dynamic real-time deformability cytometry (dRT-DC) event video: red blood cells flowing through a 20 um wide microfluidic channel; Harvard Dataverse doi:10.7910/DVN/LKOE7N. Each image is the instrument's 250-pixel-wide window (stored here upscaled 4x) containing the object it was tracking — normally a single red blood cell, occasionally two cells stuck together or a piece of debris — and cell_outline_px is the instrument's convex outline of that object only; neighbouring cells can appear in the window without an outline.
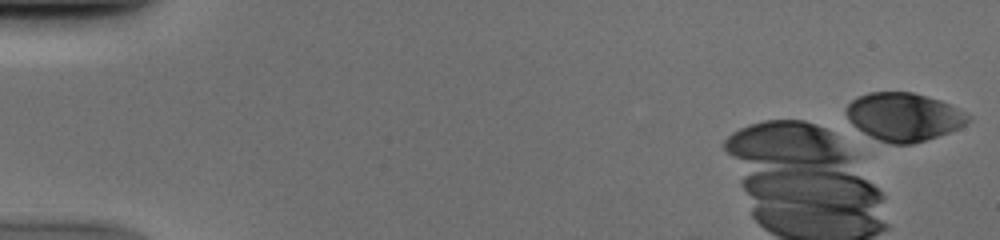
{"species": "human", "species_latin": "Homo sapiens", "temperature_condition": "cold", "stored_images_in_passage": 8, "camera_frame_rate_fps": 3000, "um_per_image_px": 0.085, "donor": {"sex": "male"}, "frame": {"image": 1, "passage_image": 1, "time_ms": 0.0, "image_size_px": [1000, 240], "cell_outline_px": [[972, 120], [960, 128], [912, 144], [888, 144], [848, 124], [848, 104], [852, 100], [868, 92], [912, 92], [940, 100], [960, 108], [972, 116]], "centroid_in_image_um": [76.86, 9.92], "position_along_channel_um": 8.1, "area_um2": 34.16}}